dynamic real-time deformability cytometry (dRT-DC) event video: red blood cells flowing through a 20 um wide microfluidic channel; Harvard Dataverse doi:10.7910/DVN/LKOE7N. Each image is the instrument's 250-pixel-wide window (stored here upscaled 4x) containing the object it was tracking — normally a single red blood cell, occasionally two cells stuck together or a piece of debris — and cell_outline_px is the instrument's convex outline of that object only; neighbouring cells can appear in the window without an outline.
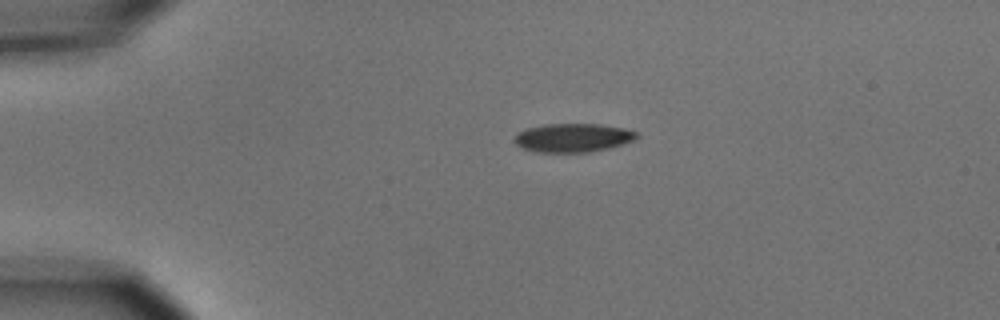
{"species": "common noctule bat (a hibernating species)", "species_latin": "Nyctalus noctula", "temperature_condition": "cold", "stored_images_in_passage": 2, "camera_frame_rate_fps": 3000, "um_per_image_px": 0.085, "animal": {"sex": "male", "body_mass_g": 15.6}, "frame": {"image": 1, "passage_image": 2, "time_ms": 1.0, "image_size_px": [1000, 320], "cell_outline_px": [[636, 136], [632, 140], [608, 148], [588, 152], [536, 152], [520, 148], [512, 140], [516, 132], [528, 128], [544, 124], [600, 124], [624, 128], [636, 132]], "centroid_in_image_um": [48.59, 11.71], "position_along_channel_um": 36.4, "area_um2": 20.35}}